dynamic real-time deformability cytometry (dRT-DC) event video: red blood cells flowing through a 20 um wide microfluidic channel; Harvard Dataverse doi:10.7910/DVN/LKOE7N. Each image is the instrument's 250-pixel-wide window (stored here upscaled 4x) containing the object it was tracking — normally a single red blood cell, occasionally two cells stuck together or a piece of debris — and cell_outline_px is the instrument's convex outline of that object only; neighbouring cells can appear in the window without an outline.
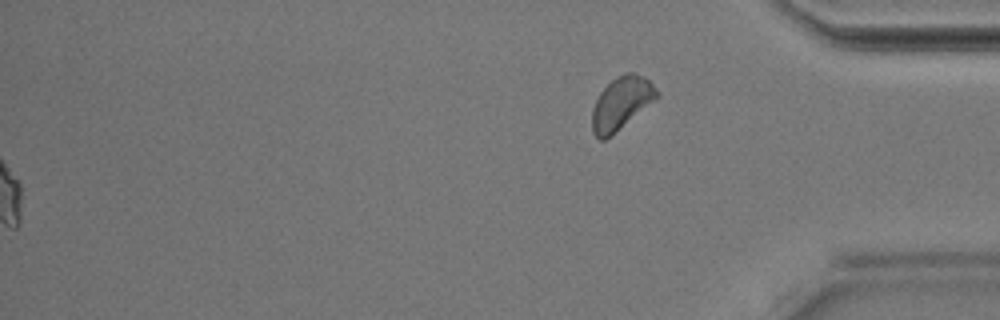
{"species": "Egyptian fruit bat (a non-hibernating species)", "species_latin": "Rousettus aegyptiacus", "temperature_condition": "room temperature", "stored_images_in_passage": 42, "segment_of_instrument_passage": [2, 2], "camera_frame_rate_fps": 3000, "um_per_image_px": 0.085, "animal": {"sex": "male"}, "frame": {"image": 1, "passage_image": 42, "time_ms": 13.667, "image_size_px": [1000, 320], "cell_outline_px": [[660, 96], [604, 140], [600, 140], [592, 132], [592, 108], [600, 92], [616, 76], [628, 72], [632, 72], [644, 76], [660, 92]], "centroid_in_image_um": [52.81, 8.74], "position_along_channel_um": 382.4, "area_um2": 19.54}}